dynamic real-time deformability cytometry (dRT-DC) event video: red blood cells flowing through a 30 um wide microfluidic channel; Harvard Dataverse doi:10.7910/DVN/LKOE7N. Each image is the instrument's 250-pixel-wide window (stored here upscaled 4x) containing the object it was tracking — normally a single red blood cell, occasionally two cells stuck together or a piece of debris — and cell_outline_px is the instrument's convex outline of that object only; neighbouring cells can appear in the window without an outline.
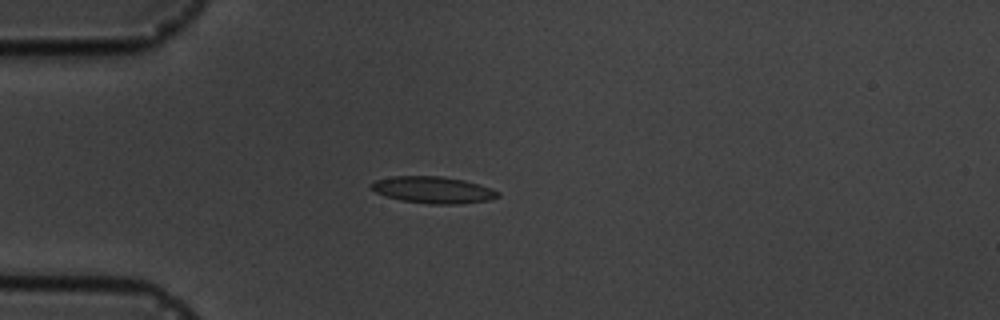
{"species": "common noctule bat (a hibernating species)", "species_latin": "Nyctalus noctula", "temperature_condition": "cold", "stored_images_in_passage": 6, "camera_frame_rate_fps": 3000, "um_per_image_px": 0.085, "animal": {"sex": "male", "body_mass_g": 19.5, "forearm_length_mm": 54.6}, "frame": {"image": 1, "passage_image": 4, "time_ms": 3.333, "image_size_px": [1000, 320], "cell_outline_px": [[500, 196], [488, 200], [460, 204], [428, 204], [400, 200], [376, 192], [368, 184], [376, 180], [392, 176], [440, 176], [464, 180], [480, 184], [492, 188], [500, 192]], "centroid_in_image_um": [36.84, 16.14], "position_along_channel_um": 48.2, "area_um2": 19.77}}
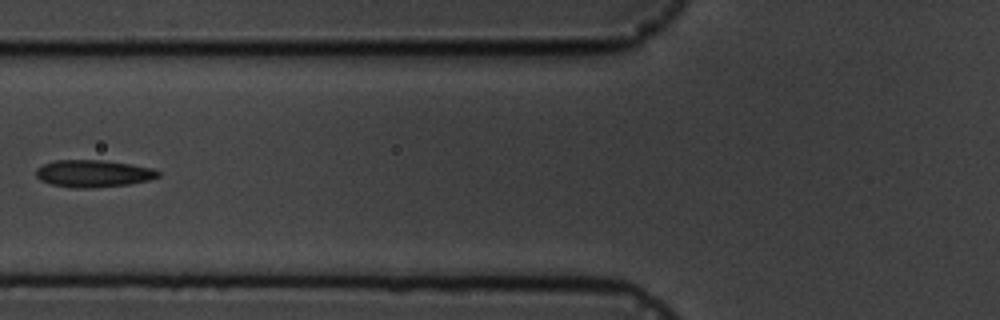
{"frame": {"image": 2, "passage_image": 6, "time_ms": 5.667, "image_size_px": [1000, 320], "cell_outline_px": [[160, 176], [148, 180], [128, 184], [92, 188], [76, 188], [52, 184], [40, 180], [36, 176], [36, 168], [44, 164], [56, 160], [104, 160], [132, 164], [152, 168], [160, 172]], "centroid_in_image_um": [7.93, 14.74], "position_along_channel_um": 117.9, "area_um2": 19.31}}